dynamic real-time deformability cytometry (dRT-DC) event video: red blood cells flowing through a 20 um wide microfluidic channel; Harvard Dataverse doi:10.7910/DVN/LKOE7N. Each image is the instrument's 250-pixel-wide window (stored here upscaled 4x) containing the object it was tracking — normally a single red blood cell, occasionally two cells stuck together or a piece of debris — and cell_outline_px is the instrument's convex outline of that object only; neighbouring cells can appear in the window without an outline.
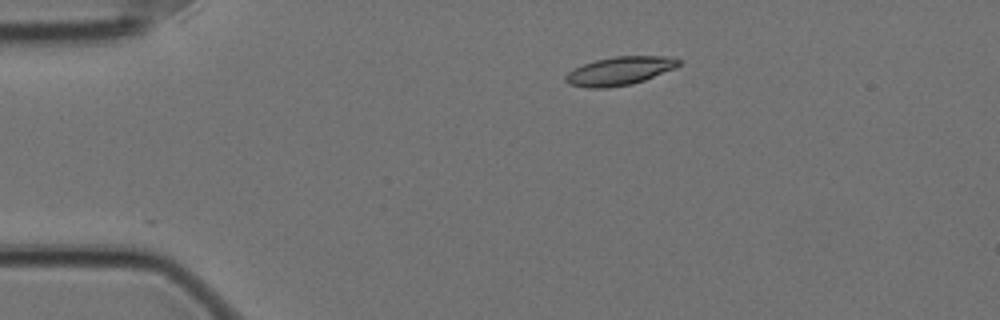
{"species": "Egyptian fruit bat (a non-hibernating species)", "species_latin": "Rousettus aegyptiacus", "temperature_condition": "cold", "stored_images_in_passage": 18, "camera_frame_rate_fps": 3000, "um_per_image_px": 0.085, "animal": {"sex": "female"}, "frame": {"image": 1, "passage_image": 1, "time_ms": 0.0, "image_size_px": [1000, 320], "cell_outline_px": [[680, 64], [676, 68], [644, 80], [632, 84], [604, 88], [588, 88], [568, 84], [564, 80], [564, 76], [572, 68], [596, 60], [616, 56], [668, 56], [680, 60]], "centroid_in_image_um": [52.65, 6.03], "position_along_channel_um": 32.4, "area_um2": 18.79}}
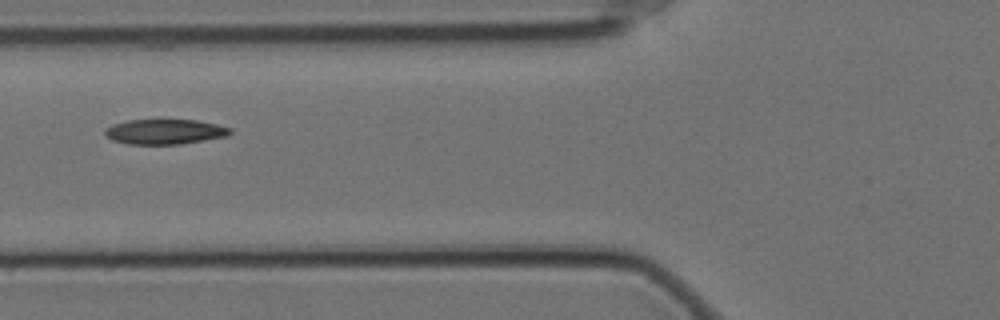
{"frame": {"image": 2, "passage_image": 12, "time_ms": 3.667, "image_size_px": [1000, 320], "cell_outline_px": [[232, 132], [228, 136], [180, 144], [128, 144], [112, 140], [104, 132], [104, 128], [112, 124], [128, 120], [196, 120], [216, 124], [232, 128]], "centroid_in_image_um": [14.01, 11.19], "position_along_channel_um": 111.8, "area_um2": 18.26}}
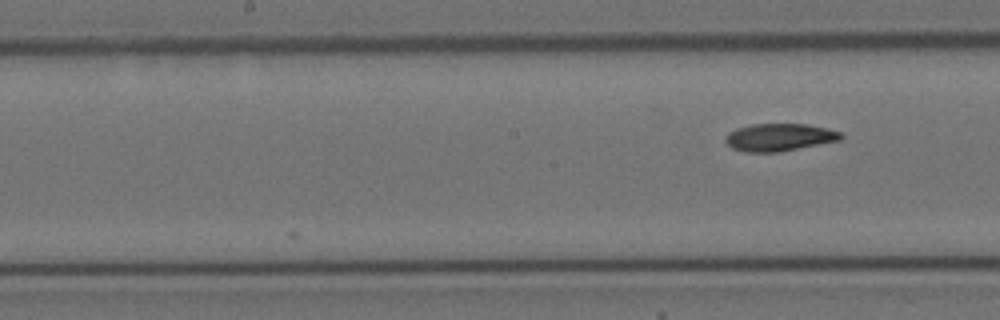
{"frame": {"image": 3, "passage_image": 18, "time_ms": 5.667, "image_size_px": [1000, 320], "cell_outline_px": [[844, 136], [840, 140], [776, 152], [744, 152], [732, 148], [724, 140], [728, 132], [736, 128], [752, 124], [804, 124], [824, 128], [840, 132]], "centroid_in_image_um": [66.19, 11.66], "position_along_channel_um": 182.0, "area_um2": 18.26}}